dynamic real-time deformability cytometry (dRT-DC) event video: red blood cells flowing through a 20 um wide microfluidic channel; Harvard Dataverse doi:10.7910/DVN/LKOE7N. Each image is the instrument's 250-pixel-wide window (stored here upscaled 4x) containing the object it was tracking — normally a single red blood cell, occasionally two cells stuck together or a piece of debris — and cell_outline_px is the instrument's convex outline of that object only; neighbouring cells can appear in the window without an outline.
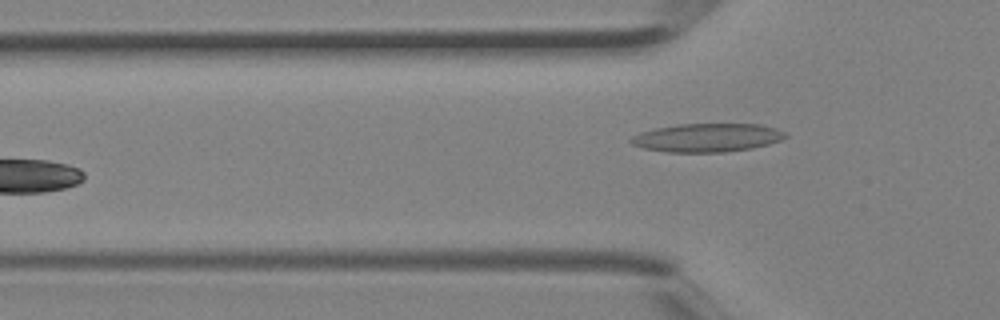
{"species": "Egyptian fruit bat (a non-hibernating species)", "species_latin": "Rousettus aegyptiacus", "temperature_condition": "room temperature", "stored_images_in_passage": 3, "camera_frame_rate_fps": 3000, "um_per_image_px": 0.085, "animal": {"sex": "female"}, "frame": {"image": 1, "passage_image": 3, "time_ms": 0.667, "image_size_px": [1000, 320], "cell_outline_px": [[788, 136], [780, 140], [768, 144], [752, 148], [724, 152], [668, 152], [644, 148], [632, 144], [628, 140], [632, 136], [640, 132], [656, 128], [680, 124], [760, 124], [776, 128], [784, 132]], "centroid_in_image_um": [60.11, 11.7], "position_along_channel_um": 65.7, "area_um2": 25.55}}